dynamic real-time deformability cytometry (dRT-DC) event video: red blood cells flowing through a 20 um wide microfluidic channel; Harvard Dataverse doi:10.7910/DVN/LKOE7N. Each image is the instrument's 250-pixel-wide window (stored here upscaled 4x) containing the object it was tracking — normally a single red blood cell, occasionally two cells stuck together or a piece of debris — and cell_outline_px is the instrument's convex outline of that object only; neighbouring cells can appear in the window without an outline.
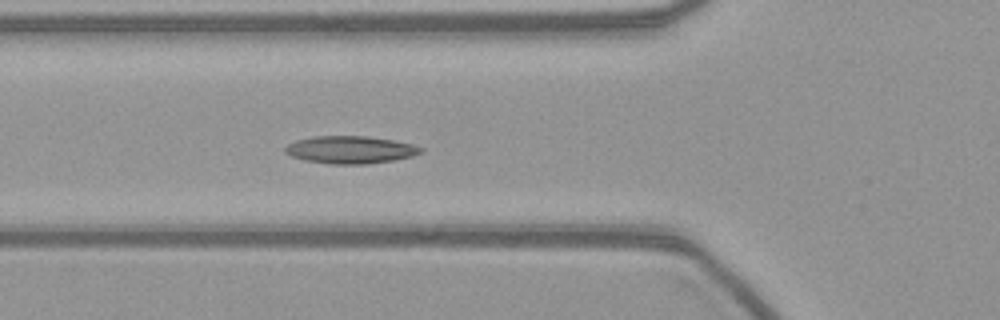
{"species": "common noctule bat (a hibernating species)", "species_latin": "Nyctalus noctula", "temperature_condition": "warm", "stored_images_in_passage": 18, "camera_frame_rate_fps": 3000, "um_per_image_px": 0.085, "animal": {"sex": "female", "body_mass_g": 21.9}, "frame": {"image": 1, "passage_image": 8, "time_ms": 2.333, "image_size_px": [1000, 320], "cell_outline_px": [[424, 152], [412, 156], [392, 160], [368, 164], [332, 164], [304, 160], [292, 156], [284, 152], [284, 148], [288, 144], [296, 140], [312, 136], [368, 136], [392, 140], [412, 144], [424, 148]], "centroid_in_image_um": [29.78, 12.72], "position_along_channel_um": 96.0, "area_um2": 21.79}}